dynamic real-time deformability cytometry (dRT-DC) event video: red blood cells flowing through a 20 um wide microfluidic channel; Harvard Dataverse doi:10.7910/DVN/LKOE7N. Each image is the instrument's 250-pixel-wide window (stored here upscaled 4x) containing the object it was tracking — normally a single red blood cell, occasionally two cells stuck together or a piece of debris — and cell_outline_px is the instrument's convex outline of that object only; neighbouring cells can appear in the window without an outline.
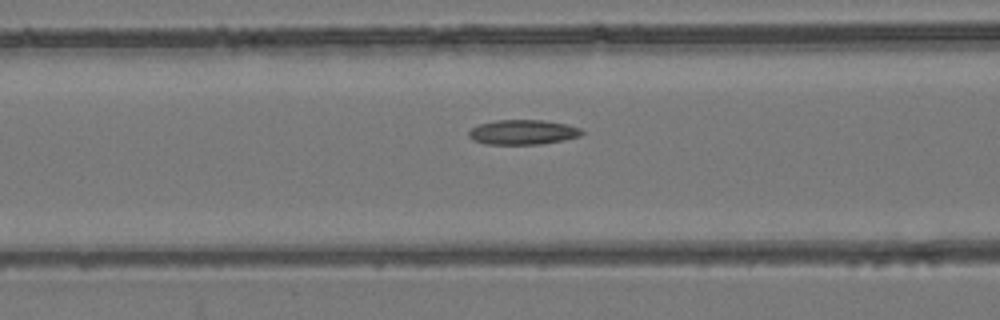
{"species": "common noctule bat (a hibernating species)", "species_latin": "Nyctalus noctula", "temperature_condition": "room temperature", "stored_images_in_passage": 55, "camera_frame_rate_fps": 3000, "um_per_image_px": 0.085, "animal": {"sex": "female", "body_mass_g": 24.6, "forearm_length_mm": 56.2}, "frame": {"image": 1, "passage_image": 23, "time_ms": 7.333, "image_size_px": [1000, 320], "cell_outline_px": [[584, 132], [580, 136], [564, 140], [540, 144], [488, 144], [472, 140], [468, 136], [468, 132], [472, 128], [480, 124], [496, 120], [544, 120], [564, 124], [580, 128]], "centroid_in_image_um": [44.43, 11.24], "position_along_channel_um": 122.2, "area_um2": 16.24}}
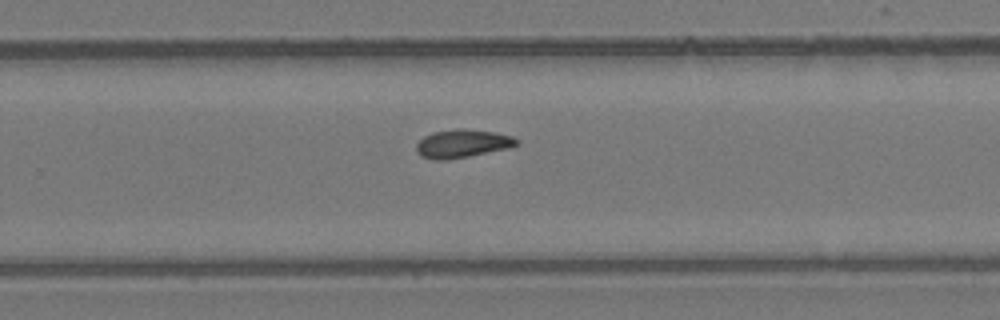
{"frame": {"image": 2, "passage_image": 36, "time_ms": 11.667, "image_size_px": [1000, 320], "cell_outline_px": [[520, 144], [508, 148], [448, 160], [436, 160], [420, 156], [416, 152], [416, 144], [424, 136], [432, 132], [492, 132], [512, 136], [520, 140]], "centroid_in_image_um": [39.29, 12.27], "position_along_channel_um": 290.5, "area_um2": 15.61}}
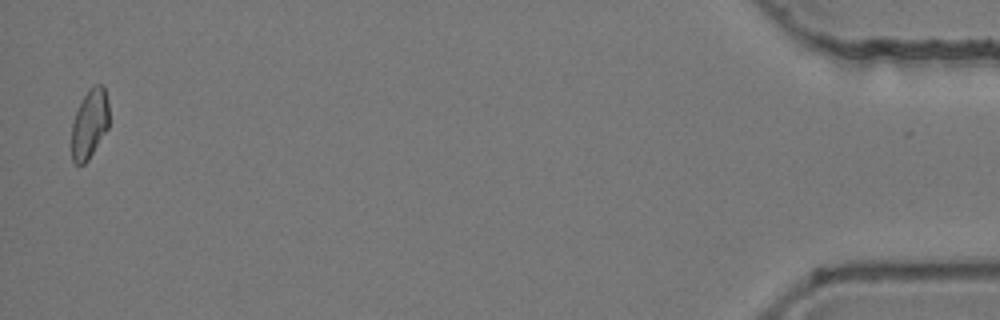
{"frame": {"image": 3, "passage_image": 54, "time_ms": 17.667, "image_size_px": [1000, 320], "cell_outline_px": [[108, 128], [88, 160], [84, 164], [76, 164], [72, 160], [72, 124], [76, 112], [88, 88], [96, 84], [104, 84], [108, 100]], "centroid_in_image_um": [7.62, 10.5], "position_along_channel_um": 427.6, "area_um2": 15.09}, "authors_computed_cell_mechanics": {"area_um2": 16.0684, "velocity_mm_per_s": 3.8858, "shape_relaxation_time_tau1_ms": null, "shape_relaxation_time_tau2_ms": 6.65, "deformation_change_tau1": null, "deformation_change_tau2": 0.1289}}